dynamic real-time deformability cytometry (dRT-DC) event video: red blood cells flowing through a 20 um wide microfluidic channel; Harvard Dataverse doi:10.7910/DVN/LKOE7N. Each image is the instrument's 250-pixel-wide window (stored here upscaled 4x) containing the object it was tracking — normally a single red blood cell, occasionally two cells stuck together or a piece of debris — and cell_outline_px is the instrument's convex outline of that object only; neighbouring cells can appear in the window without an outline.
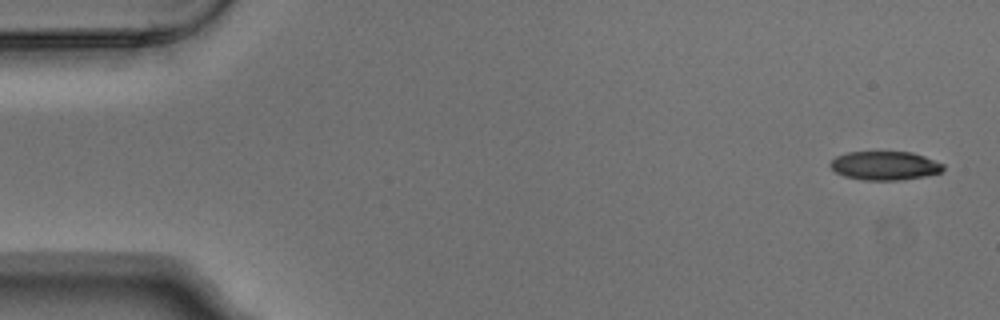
{"species": "Egyptian fruit bat (a non-hibernating species)", "species_latin": "Rousettus aegyptiacus", "temperature_condition": "warm", "stored_images_in_passage": 4, "camera_frame_rate_fps": 3000, "um_per_image_px": 0.085, "animal": {"sex": "male"}, "frame": {"image": 1, "passage_image": 1, "time_ms": 0.0, "image_size_px": [1000, 320], "cell_outline_px": [[944, 168], [940, 172], [924, 176], [896, 180], [864, 180], [844, 176], [836, 172], [828, 164], [836, 156], [848, 152], [912, 152], [924, 156], [944, 164]], "centroid_in_image_um": [75.19, 14.07], "position_along_channel_um": 9.8, "area_um2": 18.79}}
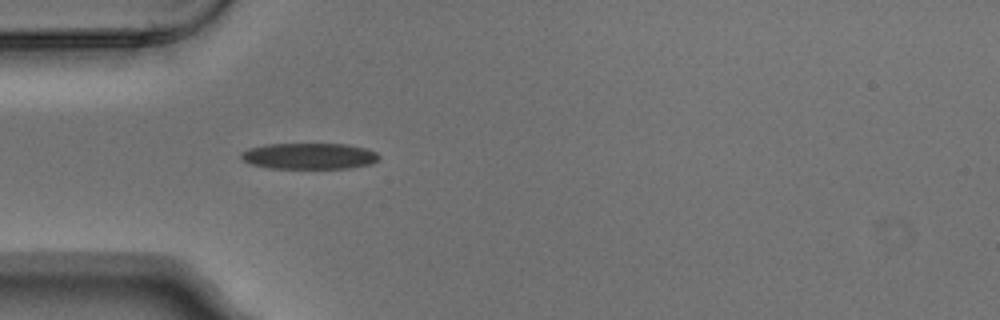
{"frame": {"image": 2, "passage_image": 4, "time_ms": 1.0, "image_size_px": [1000, 320], "cell_outline_px": [[380, 156], [372, 164], [348, 168], [268, 168], [252, 164], [244, 160], [240, 156], [240, 152], [248, 148], [268, 144], [348, 144], [364, 148], [376, 152]], "centroid_in_image_um": [26.27, 13.26], "position_along_channel_um": 58.7, "area_um2": 20.92}}